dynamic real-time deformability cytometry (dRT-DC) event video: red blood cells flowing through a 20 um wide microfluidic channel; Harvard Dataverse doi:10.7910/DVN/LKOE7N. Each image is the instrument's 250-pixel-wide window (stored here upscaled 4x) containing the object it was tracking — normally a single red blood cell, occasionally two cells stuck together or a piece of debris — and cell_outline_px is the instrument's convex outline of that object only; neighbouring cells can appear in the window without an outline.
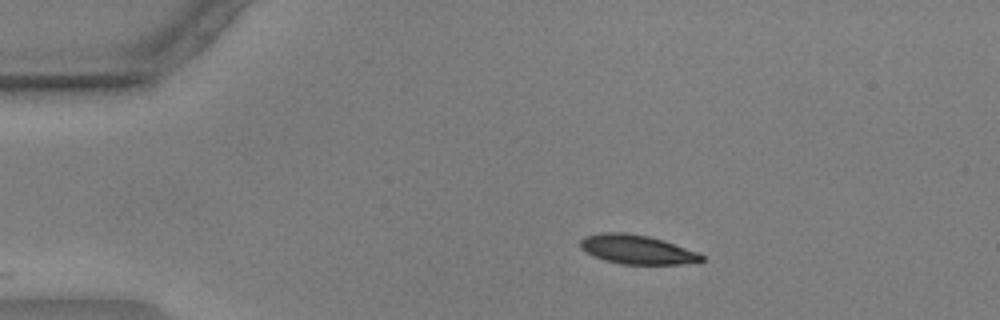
{"species": "common noctule bat (a hibernating species)", "species_latin": "Nyctalus noctula", "temperature_condition": "warm", "stored_images_in_passage": 26, "camera_frame_rate_fps": 3000, "um_per_image_px": 0.085, "animal": {"sex": "male", "body_mass_g": 17.9, "forearm_length_mm": 54.2}, "frame": {"image": 1, "passage_image": 1, "time_ms": 0.0, "image_size_px": [1000, 320], "cell_outline_px": [[704, 260], [680, 264], [620, 264], [604, 260], [580, 248], [580, 240], [584, 236], [600, 232], [628, 232], [648, 236], [664, 240], [700, 252], [704, 256]], "centroid_in_image_um": [54.15, 21.19], "position_along_channel_um": 30.8, "area_um2": 20.69}}
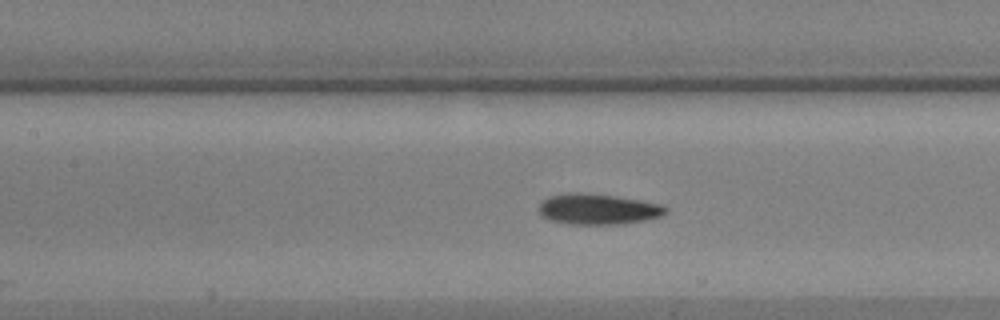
{"frame": {"image": 2, "passage_image": 16, "time_ms": 5.0, "image_size_px": [1000, 320], "cell_outline_px": [[668, 212], [660, 216], [648, 220], [624, 224], [572, 224], [552, 220], [540, 216], [540, 204], [548, 196], [576, 192], [612, 196], [640, 200], [664, 204], [668, 208]], "centroid_in_image_um": [50.89, 17.79], "position_along_channel_um": 156.5, "area_um2": 22.6}}
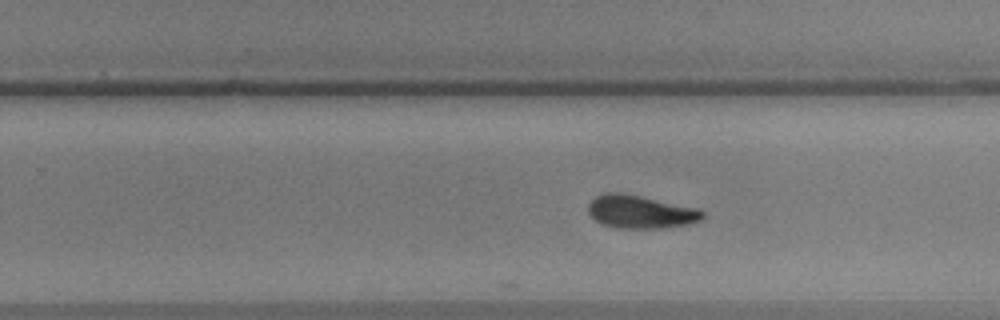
{"frame": {"image": 3, "passage_image": 26, "time_ms": 8.333, "image_size_px": [1000, 320], "cell_outline_px": [[704, 216], [700, 220], [688, 224], [660, 228], [616, 228], [604, 224], [596, 220], [588, 212], [588, 204], [596, 196], [604, 192], [620, 192], [700, 208], [704, 212]], "centroid_in_image_um": [54.45, 17.99], "position_along_channel_um": 275.3, "area_um2": 22.02}}